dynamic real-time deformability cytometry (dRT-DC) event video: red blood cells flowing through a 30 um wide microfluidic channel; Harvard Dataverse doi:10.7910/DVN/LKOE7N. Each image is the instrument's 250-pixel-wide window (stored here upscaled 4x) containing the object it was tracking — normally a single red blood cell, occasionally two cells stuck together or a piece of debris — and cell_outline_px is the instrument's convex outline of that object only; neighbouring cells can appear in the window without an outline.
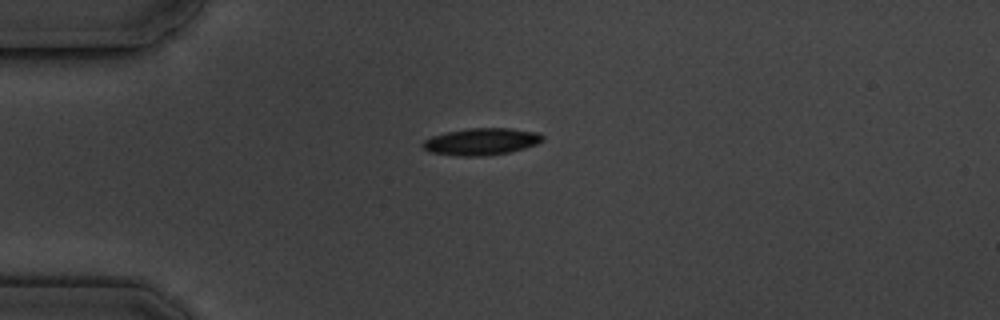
{"species": "common noctule bat (a hibernating species)", "species_latin": "Nyctalus noctula", "temperature_condition": "cold", "stored_images_in_passage": 4, "camera_frame_rate_fps": 3000, "um_per_image_px": 0.085, "animal": {"sex": "male", "body_mass_g": 19.5, "forearm_length_mm": 54.6}, "frame": {"image": 1, "passage_image": 1, "time_ms": 0.0, "image_size_px": [1000, 320], "cell_outline_px": [[544, 140], [536, 144], [524, 148], [508, 152], [484, 156], [456, 156], [428, 152], [420, 144], [424, 140], [432, 136], [448, 132], [468, 128], [512, 128], [540, 132], [544, 136]], "centroid_in_image_um": [40.92, 12.03], "position_along_channel_um": 44.1, "area_um2": 18.96}}